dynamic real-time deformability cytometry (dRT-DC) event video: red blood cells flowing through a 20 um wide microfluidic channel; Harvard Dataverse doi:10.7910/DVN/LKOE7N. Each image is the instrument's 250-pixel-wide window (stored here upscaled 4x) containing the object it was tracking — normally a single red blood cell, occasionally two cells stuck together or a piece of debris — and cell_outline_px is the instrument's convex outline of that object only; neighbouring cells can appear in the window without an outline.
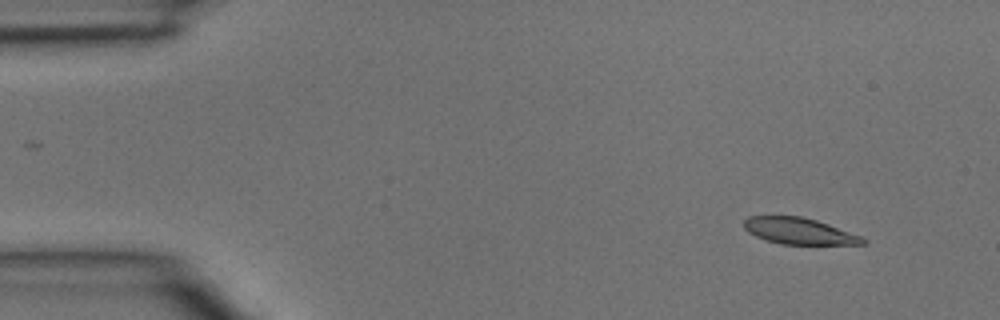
{"species": "common noctule bat (a hibernating species)", "species_latin": "Nyctalus noctula", "temperature_condition": "room temperature", "stored_images_in_passage": 4, "segment_of_instrument_passage": [2, 2], "camera_frame_rate_fps": 3000, "um_per_image_px": 0.085, "animal": {"sex": "male", "body_mass_g": 15.6}, "frame": {"image": 1, "passage_image": 4, "time_ms": 1.0, "image_size_px": [1000, 320], "cell_outline_px": [[868, 244], [780, 244], [764, 240], [748, 232], [744, 228], [744, 220], [748, 216], [800, 216], [816, 220], [828, 224], [860, 236], [868, 240]], "centroid_in_image_um": [67.9, 19.64], "position_along_channel_um": 17.1, "area_um2": 18.21}}